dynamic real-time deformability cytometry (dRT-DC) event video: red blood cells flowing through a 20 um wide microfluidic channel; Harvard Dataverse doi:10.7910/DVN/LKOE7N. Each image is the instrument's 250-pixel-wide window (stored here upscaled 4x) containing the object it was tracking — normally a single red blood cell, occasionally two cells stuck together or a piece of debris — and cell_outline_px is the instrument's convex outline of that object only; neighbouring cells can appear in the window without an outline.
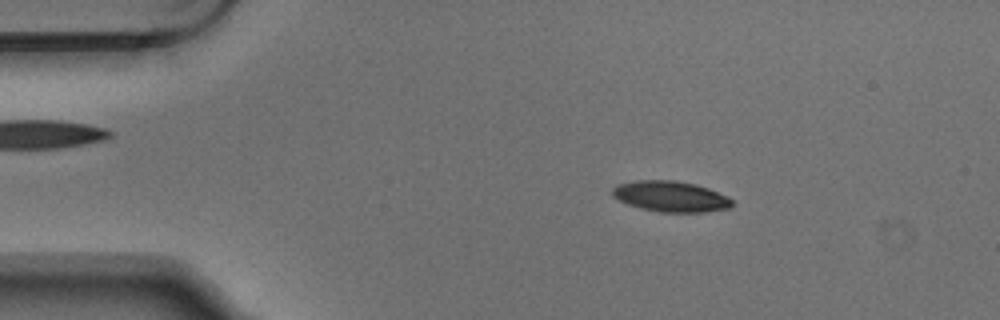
{"species": "Egyptian fruit bat (a non-hibernating species)", "species_latin": "Rousettus aegyptiacus", "temperature_condition": "warm", "stored_images_in_passage": 4, "camera_frame_rate_fps": 3000, "um_per_image_px": 0.085, "animal": {"sex": "male"}, "frame": {"image": 1, "passage_image": 2, "time_ms": 0.333, "image_size_px": [1000, 320], "cell_outline_px": [[732, 204], [728, 208], [704, 212], [660, 212], [640, 208], [628, 204], [612, 196], [612, 188], [616, 184], [636, 180], [676, 180], [696, 184], [708, 188], [728, 196], [732, 200]], "centroid_in_image_um": [56.98, 16.68], "position_along_channel_um": 28.0, "area_um2": 21.5}}
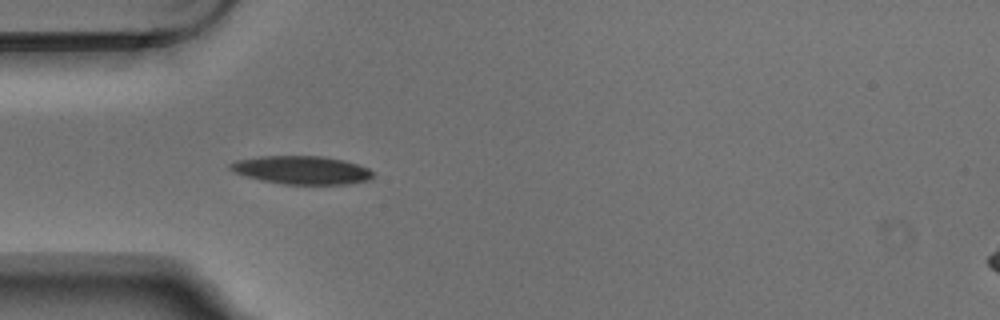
{"frame": {"image": 2, "passage_image": 4, "time_ms": 1.0, "image_size_px": [1000, 320], "cell_outline_px": [[372, 176], [368, 180], [344, 184], [284, 184], [260, 180], [236, 172], [228, 168], [228, 164], [236, 160], [260, 156], [324, 156], [344, 160], [368, 168], [372, 172]], "centroid_in_image_um": [25.62, 14.44], "position_along_channel_um": 59.4, "area_um2": 23.29}}